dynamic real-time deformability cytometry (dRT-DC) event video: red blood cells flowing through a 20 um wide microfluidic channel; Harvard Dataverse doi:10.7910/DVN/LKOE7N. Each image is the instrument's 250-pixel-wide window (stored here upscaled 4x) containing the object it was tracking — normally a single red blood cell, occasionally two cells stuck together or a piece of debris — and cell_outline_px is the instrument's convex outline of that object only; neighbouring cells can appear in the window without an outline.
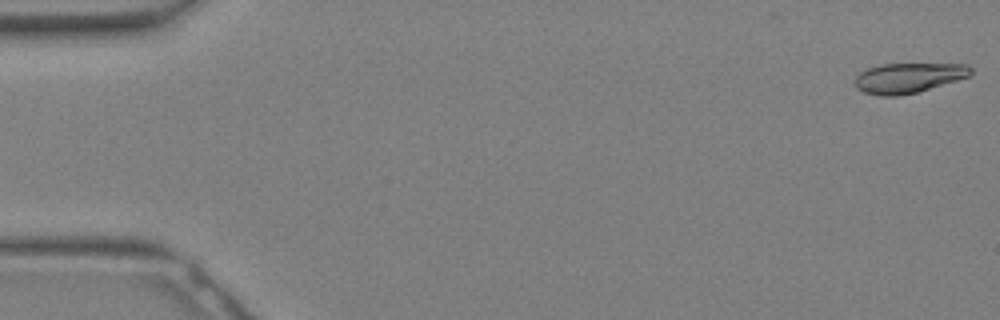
{"species": "Egyptian fruit bat (a non-hibernating species)", "species_latin": "Rousettus aegyptiacus", "temperature_condition": "warm", "stored_images_in_passage": 16, "camera_frame_rate_fps": 3000, "um_per_image_px": 0.085, "animal": {"sex": "female"}, "frame": {"image": 1, "passage_image": 1, "time_ms": 0.0, "image_size_px": [1000, 320], "cell_outline_px": [[972, 72], [968, 76], [956, 80], [916, 92], [900, 96], [880, 96], [864, 92], [856, 88], [852, 84], [852, 80], [860, 72], [868, 68], [880, 64], [968, 64], [972, 68]], "centroid_in_image_um": [77.14, 6.62], "position_along_channel_um": 7.9, "area_um2": 20.29}}
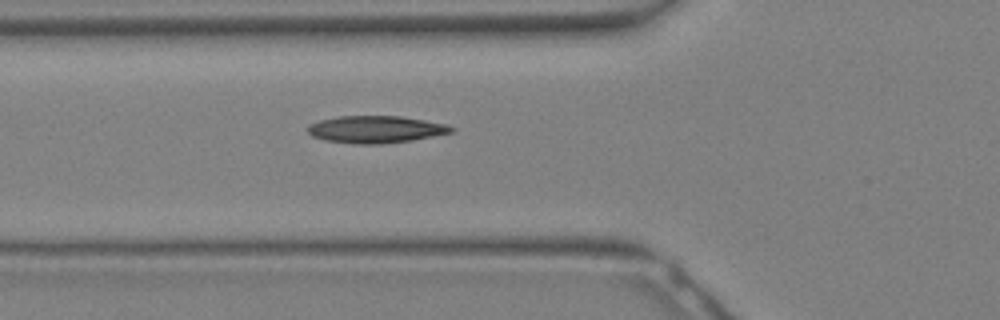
{"frame": {"image": 2, "passage_image": 12, "time_ms": 3.667, "image_size_px": [1000, 320], "cell_outline_px": [[456, 128], [452, 132], [412, 140], [380, 144], [352, 144], [324, 140], [312, 136], [308, 132], [308, 124], [320, 120], [340, 116], [400, 116], [448, 124]], "centroid_in_image_um": [31.93, 11.0], "position_along_channel_um": 93.9, "area_um2": 22.77}}
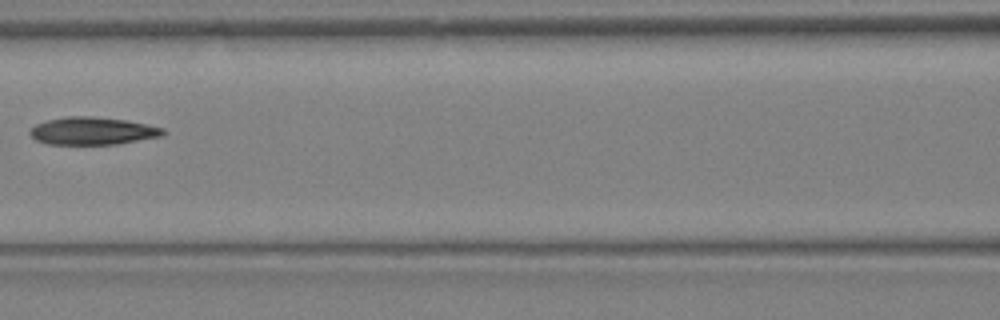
{"frame": {"image": 3, "passage_image": 15, "time_ms": 4.667, "image_size_px": [1000, 320], "cell_outline_px": [[168, 132], [164, 136], [116, 144], [48, 144], [36, 140], [28, 132], [36, 124], [48, 120], [64, 116], [92, 116], [124, 120], [164, 128]], "centroid_in_image_um": [7.89, 11.13], "position_along_channel_um": 158.7, "area_um2": 21.39}}